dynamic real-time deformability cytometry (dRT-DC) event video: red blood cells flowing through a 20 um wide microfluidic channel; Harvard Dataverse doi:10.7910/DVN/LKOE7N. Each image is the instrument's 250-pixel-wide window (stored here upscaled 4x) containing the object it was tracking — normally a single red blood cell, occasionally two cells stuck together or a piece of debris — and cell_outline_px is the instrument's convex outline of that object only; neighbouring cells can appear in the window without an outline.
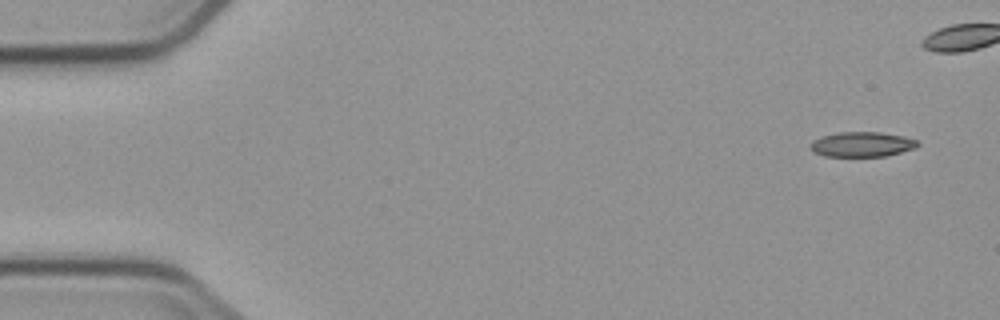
{"species": "common noctule bat (a hibernating species)", "species_latin": "Nyctalus noctula", "temperature_condition": "cold", "stored_images_in_passage": 5, "camera_frame_rate_fps": 3000, "um_per_image_px": 0.085, "animal": {"sex": "male", "body_mass_g": 23.1, "forearm_length_mm": 52.7}, "frame": {"image": 1, "passage_image": 1, "time_ms": 0.0, "image_size_px": [1000, 320], "cell_outline_px": [[920, 144], [916, 148], [884, 156], [824, 156], [812, 152], [812, 140], [820, 136], [836, 132], [880, 132], [904, 136], [916, 140]], "centroid_in_image_um": [73.26, 12.26], "position_along_channel_um": 11.7, "area_um2": 15.61}}
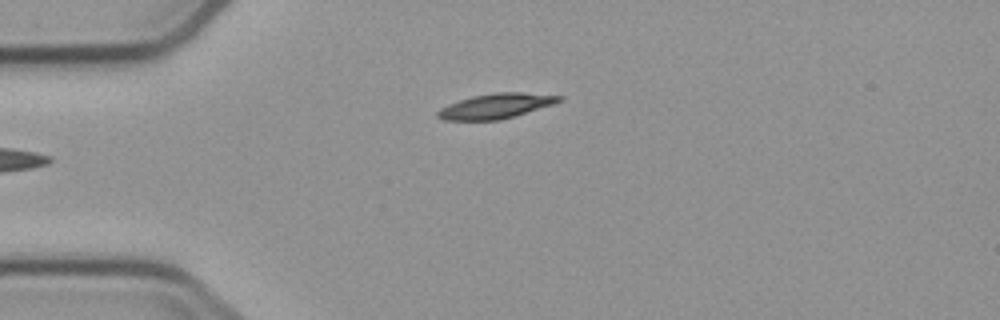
{"frame": {"image": 2, "passage_image": 5, "time_ms": 5.333, "image_size_px": [1000, 320], "cell_outline_px": [[564, 100], [556, 104], [500, 120], [444, 120], [436, 116], [436, 112], [440, 108], [448, 104], [472, 96], [496, 92], [520, 92], [564, 96]], "centroid_in_image_um": [42.19, 9.01], "position_along_channel_um": 42.8, "area_um2": 17.8}}